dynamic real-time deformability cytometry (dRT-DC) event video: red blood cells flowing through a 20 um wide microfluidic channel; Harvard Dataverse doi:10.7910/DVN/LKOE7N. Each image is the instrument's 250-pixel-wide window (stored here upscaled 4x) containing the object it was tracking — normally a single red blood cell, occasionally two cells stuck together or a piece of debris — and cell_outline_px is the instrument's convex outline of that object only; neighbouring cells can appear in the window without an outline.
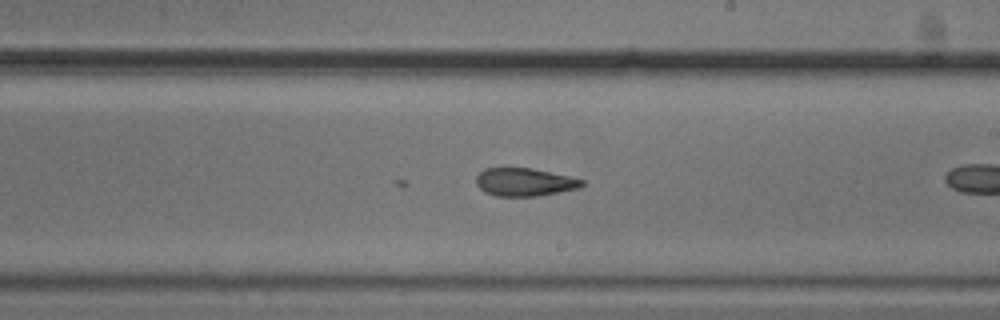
{"species": "common noctule bat (a hibernating species)", "species_latin": "Nyctalus noctula", "temperature_condition": "cold", "stored_images_in_passage": 13, "camera_frame_rate_fps": 3000, "um_per_image_px": 0.085, "animal": {"sex": "male", "body_mass_g": 20.5, "forearm_length_mm": 52.5}, "frame": {"image": 1, "passage_image": 12, "time_ms": 3.667, "image_size_px": [1000, 320], "cell_outline_px": [[584, 184], [580, 188], [536, 196], [496, 196], [484, 192], [476, 184], [476, 176], [484, 168], [532, 168], [568, 176], [584, 180]], "centroid_in_image_um": [44.57, 15.48], "position_along_channel_um": 244.4, "area_um2": 17.22}}